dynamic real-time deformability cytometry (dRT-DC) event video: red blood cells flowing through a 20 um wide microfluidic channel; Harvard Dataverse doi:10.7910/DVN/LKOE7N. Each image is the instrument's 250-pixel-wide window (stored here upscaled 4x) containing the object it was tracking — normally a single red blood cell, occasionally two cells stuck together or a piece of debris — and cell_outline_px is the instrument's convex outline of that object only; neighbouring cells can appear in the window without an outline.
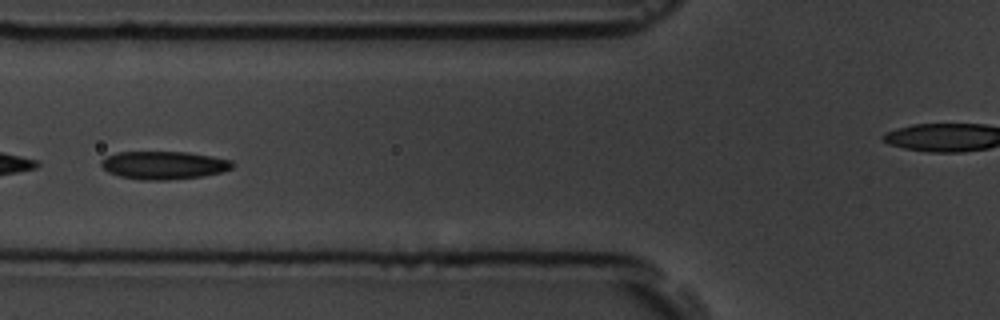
{"species": "common noctule bat (a hibernating species)", "species_latin": "Nyctalus noctula", "temperature_condition": "room temperature", "stored_images_in_passage": 48, "camera_frame_rate_fps": 3000, "um_per_image_px": 0.085, "animal": {"sex": "male", "body_mass_g": 19.5, "forearm_length_mm": 54.6}, "frame": {"image": 1, "passage_image": 21, "time_ms": 6.667, "image_size_px": [1000, 320], "cell_outline_px": [[232, 168], [220, 172], [204, 176], [168, 180], [140, 180], [120, 176], [108, 172], [100, 164], [100, 160], [116, 152], [188, 152], [212, 156], [232, 160]], "centroid_in_image_um": [13.91, 14.04], "position_along_channel_um": 111.9, "area_um2": 21.44}, "authors_computed_cell_mechanics": {"area_um2": 21.9929, "velocity_mm_per_s": 3.635, "shape_relaxation_time_tau1_ms": 3.9096, "shape_relaxation_time_tau2_ms": 2.8827, "deformation_change_tau1": 0.1016, "deformation_change_tau2": 0.0924}}